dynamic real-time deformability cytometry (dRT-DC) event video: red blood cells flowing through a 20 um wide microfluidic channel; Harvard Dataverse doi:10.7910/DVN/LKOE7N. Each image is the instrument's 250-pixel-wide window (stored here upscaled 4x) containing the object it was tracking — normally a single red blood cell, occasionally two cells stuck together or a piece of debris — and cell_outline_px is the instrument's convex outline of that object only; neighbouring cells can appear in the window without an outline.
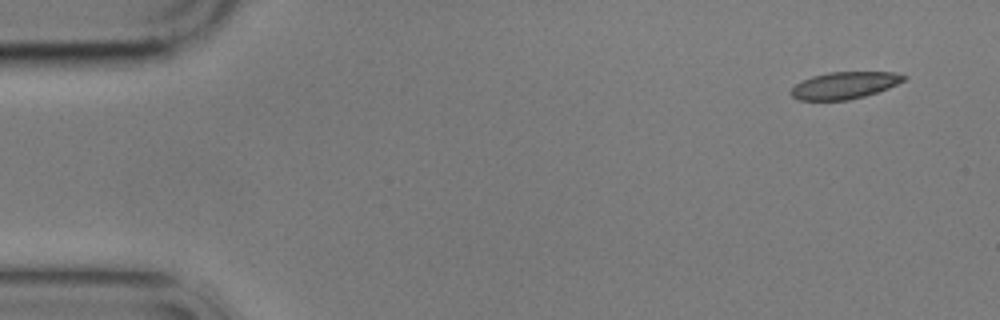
{"species": "common noctule bat (a hibernating species)", "species_latin": "Nyctalus noctula", "temperature_condition": "cold", "stored_images_in_passage": 8, "camera_frame_rate_fps": 3000, "um_per_image_px": 0.085, "animal": {"sex": "male", "body_mass_g": 17.9}, "frame": {"image": 1, "passage_image": 1, "time_ms": 0.0, "image_size_px": [1000, 320], "cell_outline_px": [[908, 76], [904, 80], [888, 88], [864, 96], [848, 100], [800, 100], [792, 96], [788, 92], [796, 84], [812, 76], [828, 72], [892, 72]], "centroid_in_image_um": [71.76, 7.25], "position_along_channel_um": 13.2, "area_um2": 17.57}}
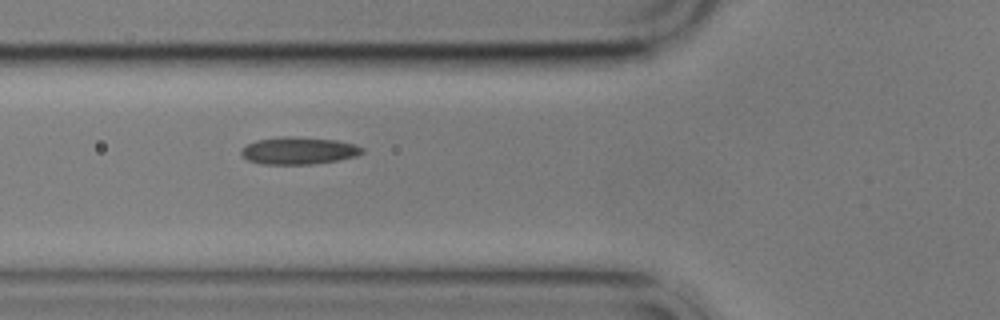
{"frame": {"image": 2, "passage_image": 6, "time_ms": 5.667, "image_size_px": [1000, 320], "cell_outline_px": [[364, 152], [356, 156], [336, 160], [312, 164], [264, 164], [248, 160], [240, 156], [240, 148], [256, 140], [284, 136], [292, 136], [336, 140], [356, 144], [364, 148]], "centroid_in_image_um": [25.36, 12.8], "position_along_channel_um": 100.4, "area_um2": 19.31}}
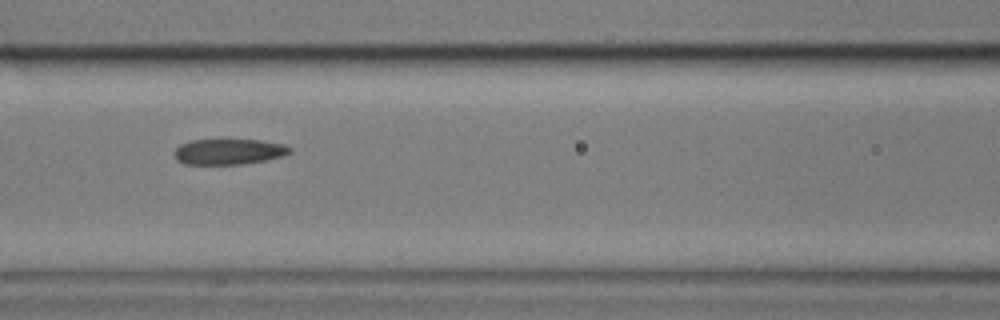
{"frame": {"image": 3, "passage_image": 7, "time_ms": 7.0, "image_size_px": [1000, 320], "cell_outline_px": [[292, 152], [280, 156], [264, 160], [244, 164], [184, 164], [176, 160], [172, 152], [180, 144], [192, 140], [228, 136], [260, 140], [284, 144], [292, 148]], "centroid_in_image_um": [19.4, 12.83], "position_along_channel_um": 147.2, "area_um2": 18.26}}